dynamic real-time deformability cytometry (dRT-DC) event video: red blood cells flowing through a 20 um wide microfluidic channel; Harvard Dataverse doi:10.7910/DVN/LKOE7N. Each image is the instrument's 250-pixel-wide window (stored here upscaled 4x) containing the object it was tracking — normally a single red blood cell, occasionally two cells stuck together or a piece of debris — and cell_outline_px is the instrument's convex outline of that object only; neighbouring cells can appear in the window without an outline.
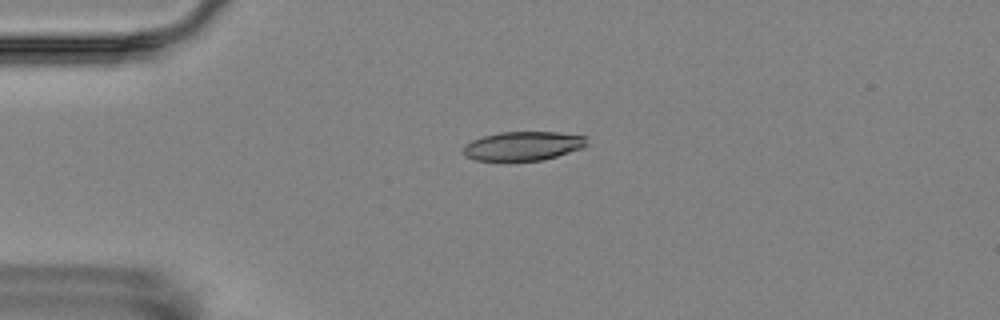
{"species": "Egyptian fruit bat (a non-hibernating species)", "species_latin": "Rousettus aegyptiacus", "temperature_condition": "room temperature", "stored_images_in_passage": 3, "camera_frame_rate_fps": 3000, "um_per_image_px": 0.085, "animal": {"sex": "female"}, "frame": {"image": 1, "passage_image": 2, "time_ms": 3.333, "image_size_px": [1000, 320], "cell_outline_px": [[588, 144], [580, 148], [544, 160], [476, 160], [464, 156], [464, 144], [472, 140], [484, 136], [500, 132], [560, 132], [588, 136]], "centroid_in_image_um": [44.48, 12.39], "position_along_channel_um": 40.5, "area_um2": 20.81}}